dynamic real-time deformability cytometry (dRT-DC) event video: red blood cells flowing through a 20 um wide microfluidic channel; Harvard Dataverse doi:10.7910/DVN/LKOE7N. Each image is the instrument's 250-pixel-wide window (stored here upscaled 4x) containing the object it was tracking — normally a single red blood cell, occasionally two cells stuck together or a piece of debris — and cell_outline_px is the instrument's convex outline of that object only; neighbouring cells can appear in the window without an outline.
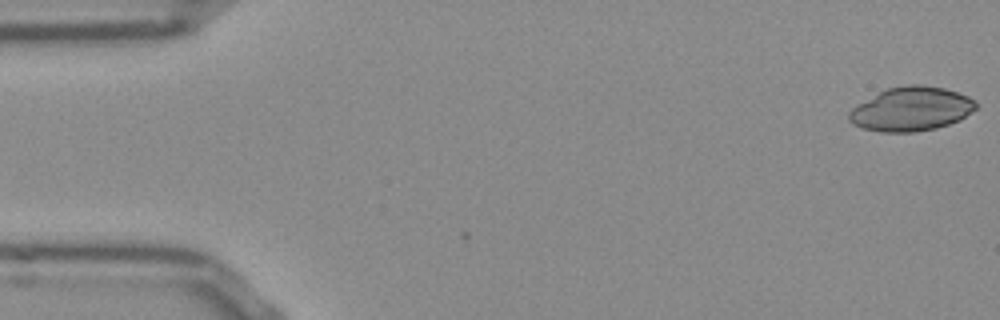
{"species": "Egyptian fruit bat (a non-hibernating species)", "species_latin": "Rousettus aegyptiacus", "temperature_condition": "room temperature", "stored_images_in_passage": 2, "camera_frame_rate_fps": 3000, "um_per_image_px": 0.085, "frame": {"image": 1, "passage_image": 2, "time_ms": 0.333, "image_size_px": [1000, 320], "cell_outline_px": [[976, 108], [960, 120], [936, 128], [916, 132], [880, 132], [864, 128], [852, 124], [848, 120], [848, 112], [856, 104], [888, 88], [908, 84], [920, 84], [944, 88], [968, 96], [976, 100]], "centroid_in_image_um": [77.44, 9.27], "position_along_channel_um": 7.6, "area_um2": 32.6}}